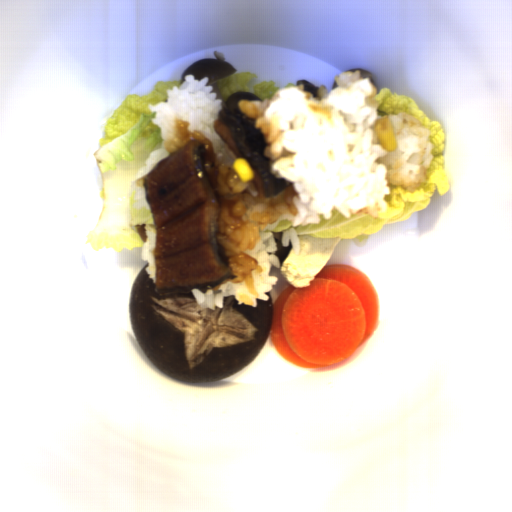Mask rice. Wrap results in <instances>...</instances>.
<instances>
[{
	"instance_id": "rice-1",
	"label": "rice",
	"mask_w": 512,
	"mask_h": 512,
	"mask_svg": "<svg viewBox=\"0 0 512 512\" xmlns=\"http://www.w3.org/2000/svg\"><path fill=\"white\" fill-rule=\"evenodd\" d=\"M206 75L200 81L187 74L179 86L167 89V99L147 104L152 124L164 140L152 150L134 182L145 187L147 174L162 160L177 152L191 139L204 147L208 179L219 200L217 252L233 275L217 290L202 293L193 288L198 307L225 308L224 297L235 295L237 305L255 309L258 299L270 300L278 277L269 275L271 266L280 268L274 230L284 219L292 227L282 231L281 244L300 255L301 241L295 227L318 224L336 210L346 219L355 213L379 217L386 213L384 195L402 185L414 193L428 179L426 169L434 159L431 129L405 110L388 116L397 150L387 152L374 129L383 118L373 98L378 89L360 70L344 71L334 77L337 86L330 92L319 84L317 96L298 86L278 88L271 99L238 100L237 109L255 118L270 158V174L290 182L297 194L271 204L260 201L254 181L242 182L232 169L235 154L216 132L215 122L223 110ZM266 229L270 232H265Z\"/></svg>"
},
{
	"instance_id": "rice-2",
	"label": "rice",
	"mask_w": 512,
	"mask_h": 512,
	"mask_svg": "<svg viewBox=\"0 0 512 512\" xmlns=\"http://www.w3.org/2000/svg\"><path fill=\"white\" fill-rule=\"evenodd\" d=\"M146 241L142 244V261H148V267L144 268L148 277L156 283V242L157 233L149 232L145 229Z\"/></svg>"
}]
</instances>
